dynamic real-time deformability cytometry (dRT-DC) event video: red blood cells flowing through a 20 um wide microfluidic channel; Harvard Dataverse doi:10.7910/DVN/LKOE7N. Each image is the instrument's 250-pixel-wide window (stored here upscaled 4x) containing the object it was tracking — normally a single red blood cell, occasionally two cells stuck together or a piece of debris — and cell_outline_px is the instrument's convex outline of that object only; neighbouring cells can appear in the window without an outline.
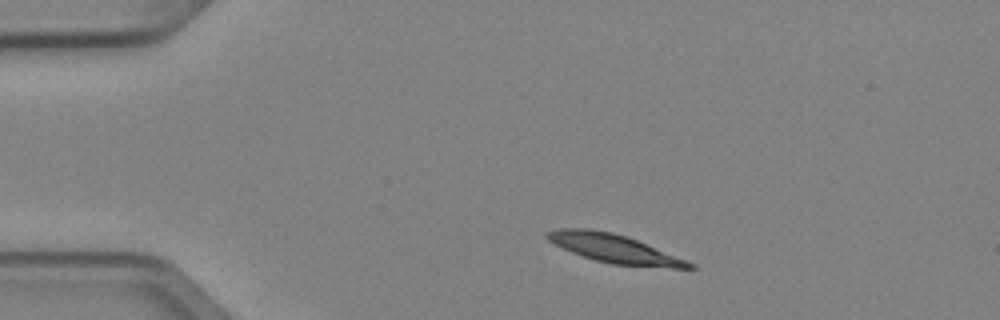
{"species": "Egyptian fruit bat (a non-hibernating species)", "species_latin": "Rousettus aegyptiacus", "temperature_condition": "cold", "stored_images_in_passage": 4, "camera_frame_rate_fps": 3000, "um_per_image_px": 0.085, "animal": {"sex": "female"}, "frame": {"image": 1, "passage_image": 1, "time_ms": 0.0, "image_size_px": [1000, 320], "cell_outline_px": [[696, 268], [672, 268], [612, 264], [596, 260], [572, 252], [548, 240], [544, 236], [544, 232], [560, 228], [588, 228], [612, 232], [636, 240], [696, 264]], "centroid_in_image_um": [52.18, 21.12], "position_along_channel_um": 32.8, "area_um2": 23.24}}
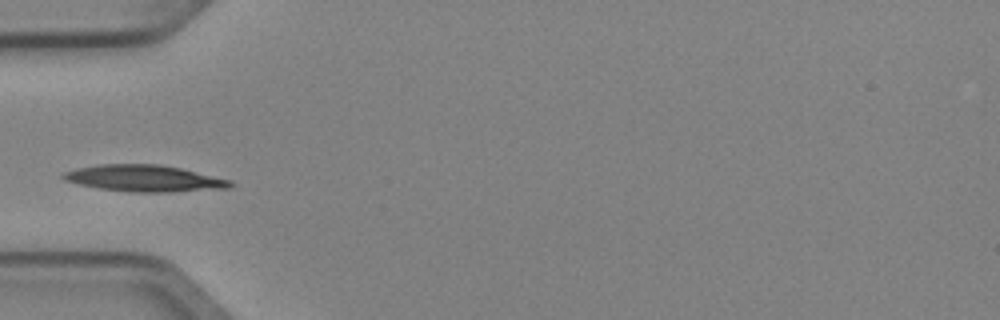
{"frame": {"image": 2, "passage_image": 3, "time_ms": 0.667, "image_size_px": [1000, 320], "cell_outline_px": [[236, 184], [232, 188], [172, 192], [132, 192], [100, 188], [80, 184], [64, 180], [60, 176], [64, 172], [76, 168], [100, 164], [160, 164], [180, 168], [232, 180]], "centroid_in_image_um": [12.32, 15.16], "position_along_channel_um": 72.7, "area_um2": 25.95}}
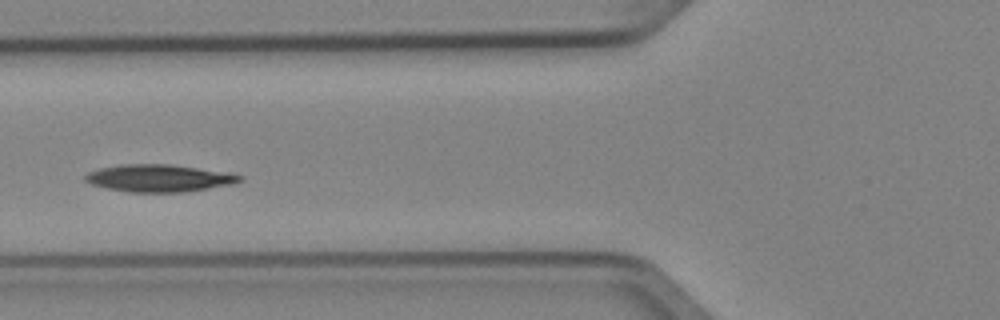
{"frame": {"image": 3, "passage_image": 4, "time_ms": 1.0, "image_size_px": [1000, 320], "cell_outline_px": [[244, 180], [236, 184], [188, 192], [128, 192], [108, 188], [92, 184], [84, 180], [84, 176], [88, 172], [100, 168], [120, 164], [168, 164], [232, 172], [244, 176]], "centroid_in_image_um": [13.62, 15.14], "position_along_channel_um": 112.2, "area_um2": 25.03}}